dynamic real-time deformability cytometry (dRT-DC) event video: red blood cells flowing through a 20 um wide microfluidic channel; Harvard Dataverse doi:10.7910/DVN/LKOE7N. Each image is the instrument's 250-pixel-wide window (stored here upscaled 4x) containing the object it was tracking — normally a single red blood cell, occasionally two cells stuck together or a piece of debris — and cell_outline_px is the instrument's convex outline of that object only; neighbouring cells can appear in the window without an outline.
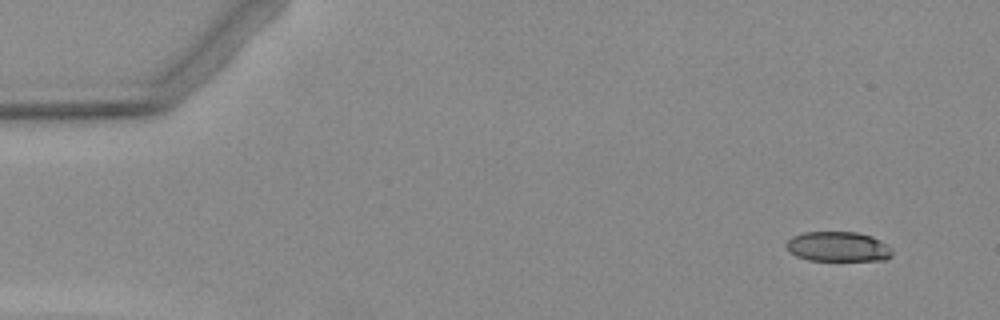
{"species": "Egyptian fruit bat (a non-hibernating species)", "species_latin": "Rousettus aegyptiacus", "temperature_condition": "warm", "stored_images_in_passage": 5, "camera_frame_rate_fps": 3000, "um_per_image_px": 0.085, "animal": {"sex": "female"}, "frame": {"image": 1, "passage_image": 1, "time_ms": 0.0, "image_size_px": [1000, 320], "cell_outline_px": [[892, 256], [888, 260], [808, 260], [796, 256], [788, 252], [784, 244], [792, 236], [804, 232], [856, 232], [872, 236], [888, 244], [892, 248]], "centroid_in_image_um": [71.23, 20.96], "position_along_channel_um": 13.8, "area_um2": 18.73}}
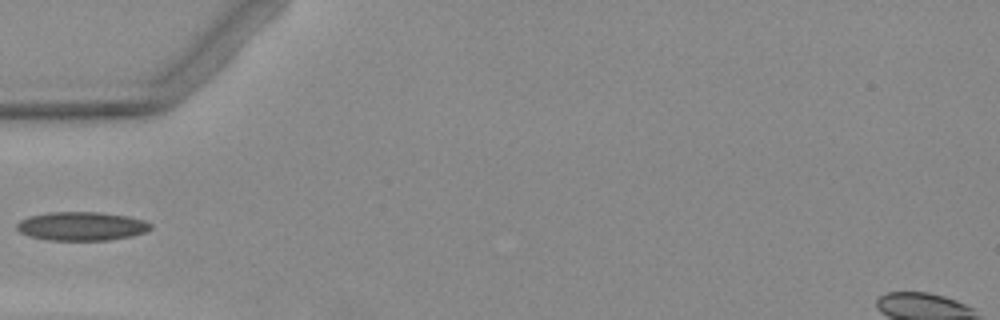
{"frame": {"image": 2, "passage_image": 5, "time_ms": 4.667, "image_size_px": [1000, 320], "cell_outline_px": [[152, 228], [148, 232], [132, 236], [108, 240], [48, 240], [32, 236], [20, 232], [16, 228], [16, 224], [20, 220], [28, 216], [48, 212], [100, 212], [128, 216], [144, 220], [152, 224]], "centroid_in_image_um": [6.97, 19.22], "position_along_channel_um": 78.0, "area_um2": 22.54}}